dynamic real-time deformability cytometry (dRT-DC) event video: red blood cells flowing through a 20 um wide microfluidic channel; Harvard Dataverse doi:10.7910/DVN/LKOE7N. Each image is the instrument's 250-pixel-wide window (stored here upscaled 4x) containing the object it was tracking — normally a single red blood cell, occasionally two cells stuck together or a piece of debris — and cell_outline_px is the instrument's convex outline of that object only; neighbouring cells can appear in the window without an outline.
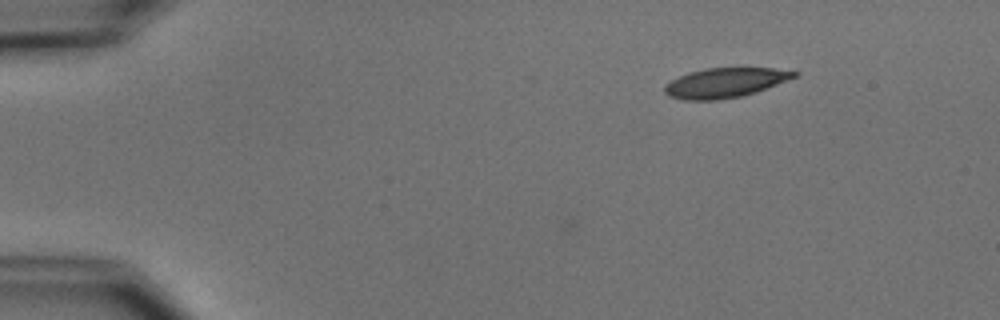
{"species": "common noctule bat (a hibernating species)", "species_latin": "Nyctalus noctula", "temperature_condition": "cold", "stored_images_in_passage": 48, "camera_frame_rate_fps": 3000, "um_per_image_px": 0.085, "animal": {"sex": "male", "body_mass_g": 15.6}, "frame": {"image": 1, "passage_image": 1, "time_ms": 0.0, "image_size_px": [1000, 320], "cell_outline_px": [[800, 76], [756, 92], [740, 96], [716, 100], [684, 100], [668, 96], [664, 92], [664, 84], [688, 72], [704, 68], [772, 68], [800, 72]], "centroid_in_image_um": [61.64, 7.03], "position_along_channel_um": 23.4, "area_um2": 22.54}}
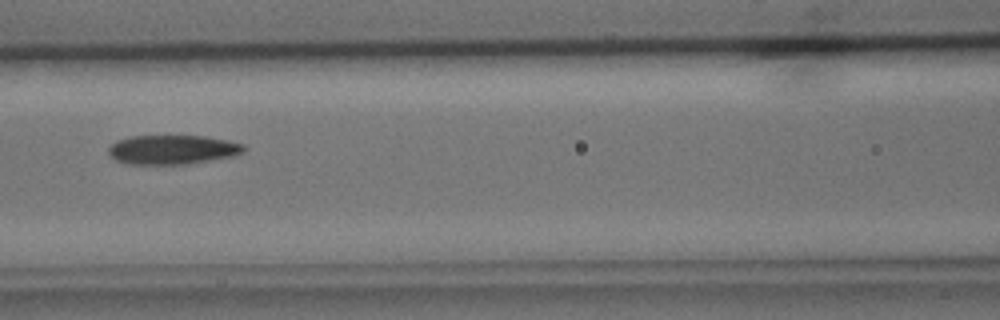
{"frame": {"image": 2, "passage_image": 18, "time_ms": 5.667, "image_size_px": [1000, 320], "cell_outline_px": [[248, 148], [244, 152], [232, 156], [188, 164], [128, 164], [116, 160], [108, 152], [108, 148], [116, 140], [132, 136], [204, 136], [228, 140], [244, 144]], "centroid_in_image_um": [14.69, 12.71], "position_along_channel_um": 151.9, "area_um2": 23.12}}
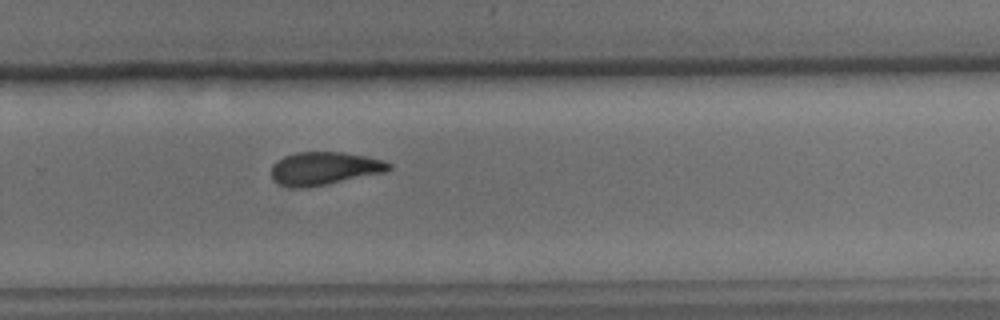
{"frame": {"image": 3, "passage_image": 30, "time_ms": 9.667, "image_size_px": [1000, 320], "cell_outline_px": [[392, 168], [384, 172], [324, 184], [300, 188], [288, 188], [272, 180], [272, 164], [276, 160], [284, 156], [296, 152], [344, 152], [384, 160], [392, 164]], "centroid_in_image_um": [27.53, 14.3], "position_along_channel_um": 302.3, "area_um2": 22.48}, "authors_computed_cell_mechanics": {"area_um2": 23.3223, "velocity_mm_per_s": 3.7646, "shape_relaxation_time_tau1_ms": 4.7438, "shape_relaxation_time_tau2_ms": 4.2116, "deformation_change_tau1": 0.1454, "deformation_change_tau2": 0.1003}}